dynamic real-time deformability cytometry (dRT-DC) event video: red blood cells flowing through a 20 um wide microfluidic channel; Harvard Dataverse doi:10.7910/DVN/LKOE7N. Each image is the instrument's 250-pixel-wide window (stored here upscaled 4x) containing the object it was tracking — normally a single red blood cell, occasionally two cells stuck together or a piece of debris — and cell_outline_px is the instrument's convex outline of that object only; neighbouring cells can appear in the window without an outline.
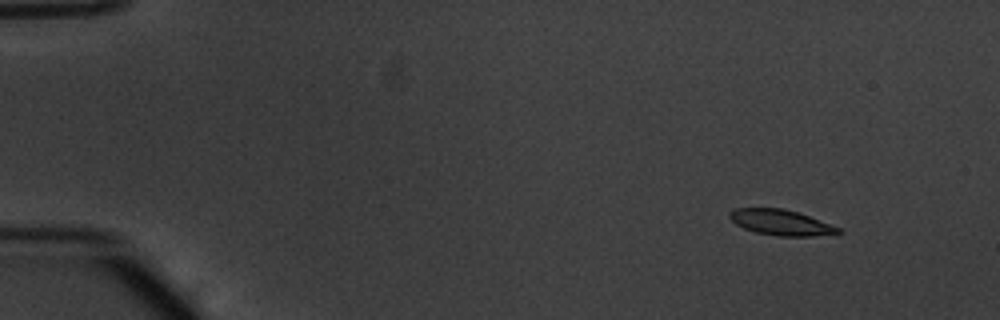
{"species": "common noctule bat (a hibernating species)", "species_latin": "Nyctalus noctula", "temperature_condition": "warm", "stored_images_in_passage": 49, "camera_frame_rate_fps": 3000, "um_per_image_px": 0.085, "animal": {"sex": "male", "body_mass_g": 20.1, "forearm_length_mm": 53.5}, "frame": {"image": 1, "passage_image": 1, "time_ms": 0.0, "image_size_px": [1000, 320], "cell_outline_px": [[844, 232], [836, 236], [776, 236], [756, 232], [744, 228], [736, 224], [728, 216], [728, 212], [736, 208], [784, 208], [808, 216], [840, 228]], "centroid_in_image_um": [66.43, 18.93], "position_along_channel_um": 18.6, "area_um2": 16.36}}
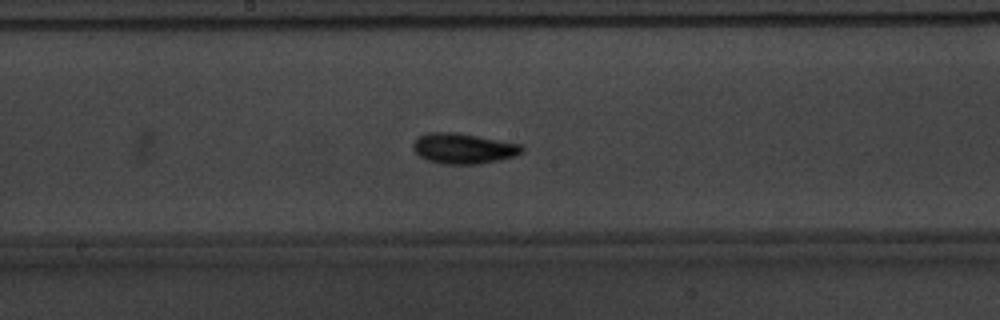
{"frame": {"image": 2, "passage_image": 25, "time_ms": 8.0, "image_size_px": [1000, 320], "cell_outline_px": [[524, 152], [500, 160], [480, 164], [444, 164], [428, 160], [420, 156], [412, 148], [412, 144], [420, 136], [428, 132], [456, 132], [520, 144], [524, 148]], "centroid_in_image_um": [39.39, 12.62], "position_along_channel_um": 208.8, "area_um2": 19.19}}
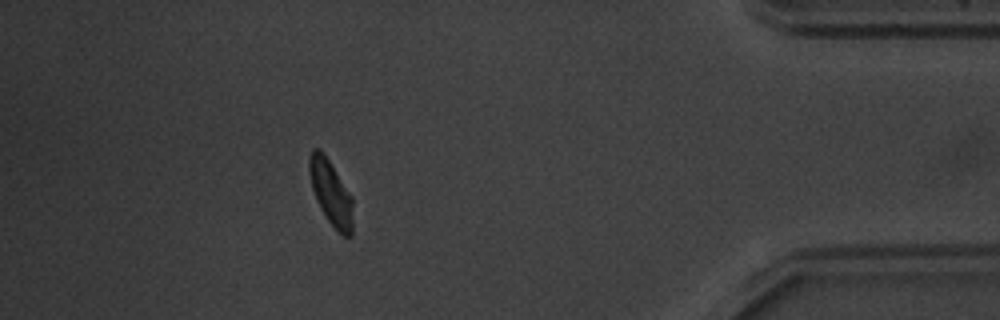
{"frame": {"image": 3, "passage_image": 44, "time_ms": 14.333, "image_size_px": [1000, 320], "cell_outline_px": [[352, 236], [344, 236], [328, 220], [320, 208], [316, 200], [312, 188], [308, 172], [308, 156], [312, 148], [320, 148], [352, 196]], "centroid_in_image_um": [28.09, 16.34], "position_along_channel_um": 407.1, "area_um2": 16.36}, "authors_computed_cell_mechanics": {"area_um2": 16.9932, "velocity_mm_per_s": 3.799, "shape_relaxation_time_tau1_ms": null, "shape_relaxation_time_tau2_ms": 2.7888, "deformation_change_tau1": null, "deformation_change_tau2": 0.0738}}